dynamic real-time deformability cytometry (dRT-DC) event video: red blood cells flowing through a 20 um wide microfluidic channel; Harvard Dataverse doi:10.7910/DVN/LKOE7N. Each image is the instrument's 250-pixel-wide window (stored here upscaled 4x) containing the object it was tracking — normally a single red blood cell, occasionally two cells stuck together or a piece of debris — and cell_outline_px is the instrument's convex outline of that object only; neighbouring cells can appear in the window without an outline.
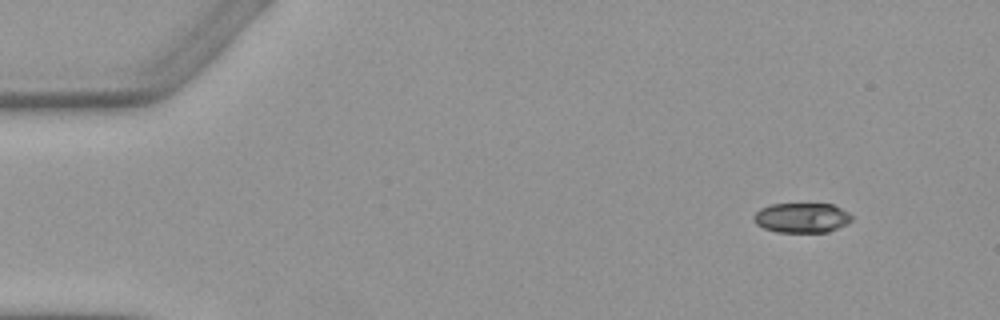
{"species": "Egyptian fruit bat (a non-hibernating species)", "species_latin": "Rousettus aegyptiacus", "temperature_condition": "warm", "stored_images_in_passage": 2, "segment_of_instrument_passage": [2, 2], "camera_frame_rate_fps": 3000, "um_per_image_px": 0.085, "animal": {"sex": "female"}, "frame": {"image": 1, "passage_image": 2, "time_ms": 2.0, "image_size_px": [1000, 320], "cell_outline_px": [[852, 220], [848, 224], [828, 232], [776, 232], [764, 228], [756, 224], [752, 220], [752, 216], [760, 208], [772, 204], [832, 204], [848, 212], [852, 216]], "centroid_in_image_um": [68.14, 18.51], "position_along_channel_um": 16.9, "area_um2": 17.17}}